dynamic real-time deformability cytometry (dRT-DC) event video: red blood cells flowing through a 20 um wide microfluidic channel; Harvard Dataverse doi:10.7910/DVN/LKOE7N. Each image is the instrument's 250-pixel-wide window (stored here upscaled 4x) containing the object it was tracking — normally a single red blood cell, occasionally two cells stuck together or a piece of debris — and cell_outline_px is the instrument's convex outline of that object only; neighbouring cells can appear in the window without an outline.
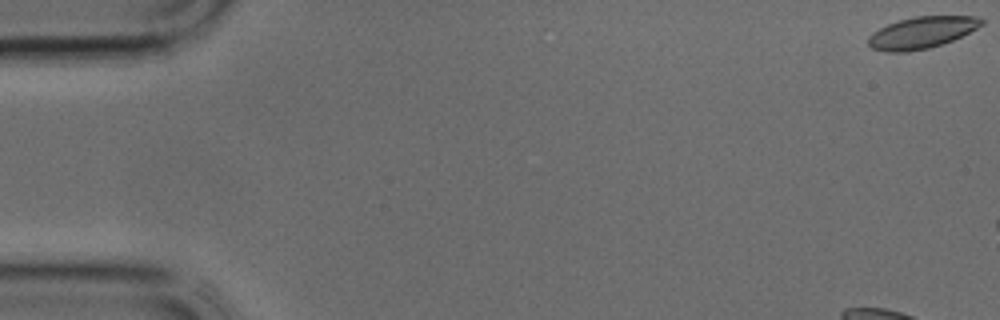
{"species": "common noctule bat (a hibernating species)", "species_latin": "Nyctalus noctula", "temperature_condition": "cold", "stored_images_in_passage": 5, "camera_frame_rate_fps": 3000, "um_per_image_px": 0.085, "animal": {"sex": "male", "body_mass_g": 17.9, "forearm_length_mm": 54.2}, "frame": {"image": 1, "passage_image": 1, "time_ms": 0.0, "image_size_px": [1000, 320], "cell_outline_px": [[984, 24], [952, 40], [928, 48], [908, 52], [884, 52], [872, 48], [868, 44], [868, 36], [872, 32], [888, 24], [900, 20], [916, 16], [980, 16], [984, 20]], "centroid_in_image_um": [78.33, 2.77], "position_along_channel_um": 6.7, "area_um2": 20.81}}